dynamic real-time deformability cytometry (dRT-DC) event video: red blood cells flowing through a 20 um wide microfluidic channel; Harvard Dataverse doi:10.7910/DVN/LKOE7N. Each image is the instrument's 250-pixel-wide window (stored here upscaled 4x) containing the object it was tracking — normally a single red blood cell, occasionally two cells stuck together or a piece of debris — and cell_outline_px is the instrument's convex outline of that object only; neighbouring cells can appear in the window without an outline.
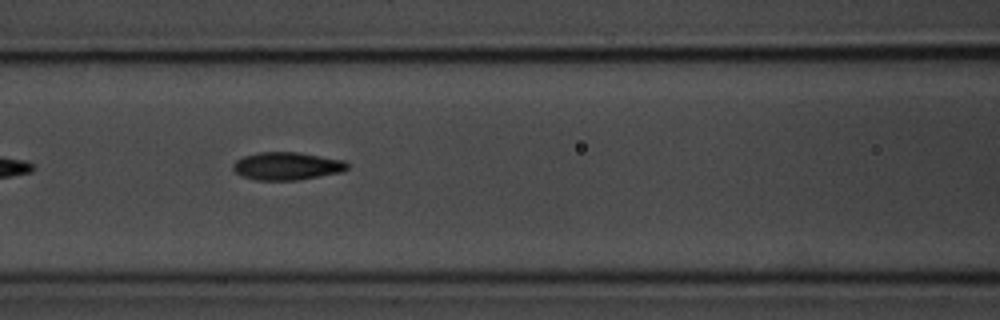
{"species": "common noctule bat (a hibernating species)", "species_latin": "Nyctalus noctula", "temperature_condition": "room temperature", "stored_images_in_passage": 20, "camera_frame_rate_fps": 3000, "um_per_image_px": 0.085, "animal": {"sex": "male", "body_mass_g": 20.1, "forearm_length_mm": 53.5}, "frame": {"image": 1, "passage_image": 9, "time_ms": 2.667, "image_size_px": [1000, 320], "cell_outline_px": [[348, 168], [340, 172], [320, 176], [296, 180], [256, 180], [240, 176], [232, 168], [232, 164], [236, 160], [244, 156], [260, 152], [300, 152], [344, 160], [348, 164]], "centroid_in_image_um": [24.37, 14.11], "position_along_channel_um": 142.2, "area_um2": 18.55}}
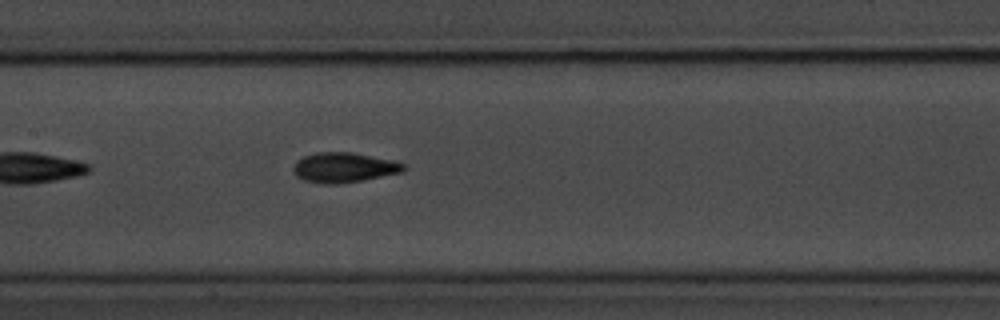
{"frame": {"image": 2, "passage_image": 12, "time_ms": 3.667, "image_size_px": [1000, 320], "cell_outline_px": [[408, 168], [404, 172], [364, 180], [336, 184], [320, 184], [304, 180], [296, 176], [292, 172], [292, 168], [296, 160], [304, 156], [316, 152], [352, 152], [392, 160], [404, 164]], "centroid_in_image_um": [29.22, 14.24], "position_along_channel_um": 178.2, "area_um2": 19.54}}